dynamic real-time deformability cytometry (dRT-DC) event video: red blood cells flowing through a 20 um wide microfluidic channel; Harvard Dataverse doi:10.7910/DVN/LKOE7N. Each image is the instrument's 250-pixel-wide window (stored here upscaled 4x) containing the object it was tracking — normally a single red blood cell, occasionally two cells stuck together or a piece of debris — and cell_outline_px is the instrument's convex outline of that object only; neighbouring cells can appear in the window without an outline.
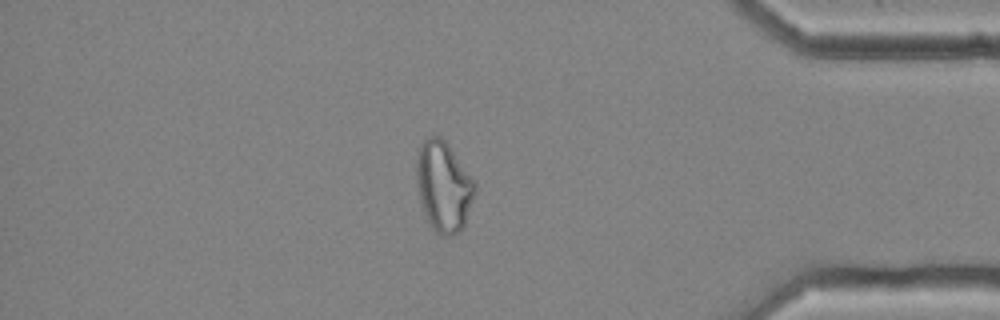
{"species": "common noctule bat (a hibernating species)", "species_latin": "Nyctalus noctula", "temperature_condition": "cold", "stored_images_in_passage": 55, "camera_frame_rate_fps": 3000, "um_per_image_px": 0.085, "animal": {"sex": "female", "body_mass_g": 25.1}, "frame": {"image": 1, "passage_image": 47, "time_ms": 15.333, "image_size_px": [1000, 320], "cell_outline_px": [[476, 192], [464, 224], [460, 232], [452, 236], [440, 236], [432, 228], [424, 212], [420, 200], [416, 176], [416, 160], [420, 144], [428, 136], [440, 136], [448, 144], [476, 184]], "centroid_in_image_um": [37.7, 15.86], "position_along_channel_um": 397.5, "area_um2": 30.58}}